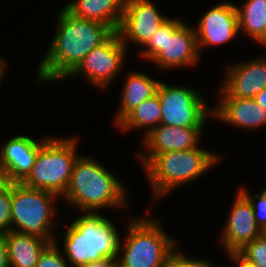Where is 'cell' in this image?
<instances>
[{
	"label": "cell",
	"mask_w": 266,
	"mask_h": 267,
	"mask_svg": "<svg viewBox=\"0 0 266 267\" xmlns=\"http://www.w3.org/2000/svg\"><path fill=\"white\" fill-rule=\"evenodd\" d=\"M159 9L153 0H125L117 33L127 49L130 45L141 49L159 26L170 17L162 14Z\"/></svg>",
	"instance_id": "cell-11"
},
{
	"label": "cell",
	"mask_w": 266,
	"mask_h": 267,
	"mask_svg": "<svg viewBox=\"0 0 266 267\" xmlns=\"http://www.w3.org/2000/svg\"><path fill=\"white\" fill-rule=\"evenodd\" d=\"M3 236L10 267H35L43 250L54 242L14 230Z\"/></svg>",
	"instance_id": "cell-20"
},
{
	"label": "cell",
	"mask_w": 266,
	"mask_h": 267,
	"mask_svg": "<svg viewBox=\"0 0 266 267\" xmlns=\"http://www.w3.org/2000/svg\"><path fill=\"white\" fill-rule=\"evenodd\" d=\"M161 106L158 95L155 94L151 98L146 99L133 109L117 126V130L121 133L139 132L143 129V136H146L153 128L160 125Z\"/></svg>",
	"instance_id": "cell-22"
},
{
	"label": "cell",
	"mask_w": 266,
	"mask_h": 267,
	"mask_svg": "<svg viewBox=\"0 0 266 267\" xmlns=\"http://www.w3.org/2000/svg\"><path fill=\"white\" fill-rule=\"evenodd\" d=\"M12 184L0 195V236L11 231Z\"/></svg>",
	"instance_id": "cell-27"
},
{
	"label": "cell",
	"mask_w": 266,
	"mask_h": 267,
	"mask_svg": "<svg viewBox=\"0 0 266 267\" xmlns=\"http://www.w3.org/2000/svg\"><path fill=\"white\" fill-rule=\"evenodd\" d=\"M35 267H69V264L61 249L53 242L40 254Z\"/></svg>",
	"instance_id": "cell-26"
},
{
	"label": "cell",
	"mask_w": 266,
	"mask_h": 267,
	"mask_svg": "<svg viewBox=\"0 0 266 267\" xmlns=\"http://www.w3.org/2000/svg\"><path fill=\"white\" fill-rule=\"evenodd\" d=\"M0 267H10L4 236H0Z\"/></svg>",
	"instance_id": "cell-29"
},
{
	"label": "cell",
	"mask_w": 266,
	"mask_h": 267,
	"mask_svg": "<svg viewBox=\"0 0 266 267\" xmlns=\"http://www.w3.org/2000/svg\"><path fill=\"white\" fill-rule=\"evenodd\" d=\"M59 199L52 192L12 183L11 230L54 241L61 223H57Z\"/></svg>",
	"instance_id": "cell-8"
},
{
	"label": "cell",
	"mask_w": 266,
	"mask_h": 267,
	"mask_svg": "<svg viewBox=\"0 0 266 267\" xmlns=\"http://www.w3.org/2000/svg\"><path fill=\"white\" fill-rule=\"evenodd\" d=\"M238 13L239 34L259 45L266 39V0H245L235 3Z\"/></svg>",
	"instance_id": "cell-21"
},
{
	"label": "cell",
	"mask_w": 266,
	"mask_h": 267,
	"mask_svg": "<svg viewBox=\"0 0 266 267\" xmlns=\"http://www.w3.org/2000/svg\"><path fill=\"white\" fill-rule=\"evenodd\" d=\"M128 51L117 31H114L102 44L90 51L63 82L66 79L80 78L93 88L107 91L108 87L119 78V74H123V70L127 68L125 65L130 55Z\"/></svg>",
	"instance_id": "cell-10"
},
{
	"label": "cell",
	"mask_w": 266,
	"mask_h": 267,
	"mask_svg": "<svg viewBox=\"0 0 266 267\" xmlns=\"http://www.w3.org/2000/svg\"><path fill=\"white\" fill-rule=\"evenodd\" d=\"M230 207L219 232V241L224 253L238 252L262 235V230L255 221L251 203L238 189Z\"/></svg>",
	"instance_id": "cell-15"
},
{
	"label": "cell",
	"mask_w": 266,
	"mask_h": 267,
	"mask_svg": "<svg viewBox=\"0 0 266 267\" xmlns=\"http://www.w3.org/2000/svg\"><path fill=\"white\" fill-rule=\"evenodd\" d=\"M262 235L266 238V227L262 230Z\"/></svg>",
	"instance_id": "cell-35"
},
{
	"label": "cell",
	"mask_w": 266,
	"mask_h": 267,
	"mask_svg": "<svg viewBox=\"0 0 266 267\" xmlns=\"http://www.w3.org/2000/svg\"><path fill=\"white\" fill-rule=\"evenodd\" d=\"M200 91L191 86L161 80L156 90L162 112L160 124L172 127H206V121L213 118V105H208V100Z\"/></svg>",
	"instance_id": "cell-9"
},
{
	"label": "cell",
	"mask_w": 266,
	"mask_h": 267,
	"mask_svg": "<svg viewBox=\"0 0 266 267\" xmlns=\"http://www.w3.org/2000/svg\"><path fill=\"white\" fill-rule=\"evenodd\" d=\"M206 127H172L160 124L141 140L143 150L135 154L142 168L156 155L198 148Z\"/></svg>",
	"instance_id": "cell-14"
},
{
	"label": "cell",
	"mask_w": 266,
	"mask_h": 267,
	"mask_svg": "<svg viewBox=\"0 0 266 267\" xmlns=\"http://www.w3.org/2000/svg\"><path fill=\"white\" fill-rule=\"evenodd\" d=\"M49 135L42 138L34 166L21 183L62 198L69 186L74 163L81 155L78 153L80 138L78 135L67 138Z\"/></svg>",
	"instance_id": "cell-7"
},
{
	"label": "cell",
	"mask_w": 266,
	"mask_h": 267,
	"mask_svg": "<svg viewBox=\"0 0 266 267\" xmlns=\"http://www.w3.org/2000/svg\"><path fill=\"white\" fill-rule=\"evenodd\" d=\"M230 63L224 67L216 97L254 98L266 88V55Z\"/></svg>",
	"instance_id": "cell-12"
},
{
	"label": "cell",
	"mask_w": 266,
	"mask_h": 267,
	"mask_svg": "<svg viewBox=\"0 0 266 267\" xmlns=\"http://www.w3.org/2000/svg\"><path fill=\"white\" fill-rule=\"evenodd\" d=\"M203 147L200 145L194 149L156 154L142 168L150 184L152 201L149 208L153 209L157 202L174 190L200 180L204 174L207 175L212 168L221 164L222 153Z\"/></svg>",
	"instance_id": "cell-4"
},
{
	"label": "cell",
	"mask_w": 266,
	"mask_h": 267,
	"mask_svg": "<svg viewBox=\"0 0 266 267\" xmlns=\"http://www.w3.org/2000/svg\"><path fill=\"white\" fill-rule=\"evenodd\" d=\"M146 207V216H131L125 222L126 234L120 236L117 267H167L171 252L180 242L166 233L161 218L147 215L152 208Z\"/></svg>",
	"instance_id": "cell-5"
},
{
	"label": "cell",
	"mask_w": 266,
	"mask_h": 267,
	"mask_svg": "<svg viewBox=\"0 0 266 267\" xmlns=\"http://www.w3.org/2000/svg\"><path fill=\"white\" fill-rule=\"evenodd\" d=\"M254 100L263 108L266 110V88L263 89L260 93H258Z\"/></svg>",
	"instance_id": "cell-32"
},
{
	"label": "cell",
	"mask_w": 266,
	"mask_h": 267,
	"mask_svg": "<svg viewBox=\"0 0 266 267\" xmlns=\"http://www.w3.org/2000/svg\"><path fill=\"white\" fill-rule=\"evenodd\" d=\"M125 0H69L63 5L73 16L109 26L117 31L122 20Z\"/></svg>",
	"instance_id": "cell-19"
},
{
	"label": "cell",
	"mask_w": 266,
	"mask_h": 267,
	"mask_svg": "<svg viewBox=\"0 0 266 267\" xmlns=\"http://www.w3.org/2000/svg\"><path fill=\"white\" fill-rule=\"evenodd\" d=\"M0 56H1V54H0ZM3 57L4 56L0 57V84H1V82L3 80V78L6 76L5 74L8 71V69H7L8 68L7 62L8 61H6L5 57L4 58Z\"/></svg>",
	"instance_id": "cell-33"
},
{
	"label": "cell",
	"mask_w": 266,
	"mask_h": 267,
	"mask_svg": "<svg viewBox=\"0 0 266 267\" xmlns=\"http://www.w3.org/2000/svg\"><path fill=\"white\" fill-rule=\"evenodd\" d=\"M11 184L12 182L10 181L7 173L0 168V195L5 192Z\"/></svg>",
	"instance_id": "cell-31"
},
{
	"label": "cell",
	"mask_w": 266,
	"mask_h": 267,
	"mask_svg": "<svg viewBox=\"0 0 266 267\" xmlns=\"http://www.w3.org/2000/svg\"><path fill=\"white\" fill-rule=\"evenodd\" d=\"M75 217L66 224L64 234L58 235L62 242L58 236L54 240L69 267H81L105 258L117 259L121 236L117 224L102 212L81 213Z\"/></svg>",
	"instance_id": "cell-3"
},
{
	"label": "cell",
	"mask_w": 266,
	"mask_h": 267,
	"mask_svg": "<svg viewBox=\"0 0 266 267\" xmlns=\"http://www.w3.org/2000/svg\"><path fill=\"white\" fill-rule=\"evenodd\" d=\"M213 120L244 132L266 129V110L254 98L217 97Z\"/></svg>",
	"instance_id": "cell-16"
},
{
	"label": "cell",
	"mask_w": 266,
	"mask_h": 267,
	"mask_svg": "<svg viewBox=\"0 0 266 267\" xmlns=\"http://www.w3.org/2000/svg\"><path fill=\"white\" fill-rule=\"evenodd\" d=\"M81 267H117V259L105 258L101 261L92 262Z\"/></svg>",
	"instance_id": "cell-30"
},
{
	"label": "cell",
	"mask_w": 266,
	"mask_h": 267,
	"mask_svg": "<svg viewBox=\"0 0 266 267\" xmlns=\"http://www.w3.org/2000/svg\"><path fill=\"white\" fill-rule=\"evenodd\" d=\"M238 253L254 267H266V238L261 235L246 244Z\"/></svg>",
	"instance_id": "cell-23"
},
{
	"label": "cell",
	"mask_w": 266,
	"mask_h": 267,
	"mask_svg": "<svg viewBox=\"0 0 266 267\" xmlns=\"http://www.w3.org/2000/svg\"><path fill=\"white\" fill-rule=\"evenodd\" d=\"M43 137L34 139L30 135L15 134L1 144L0 168L12 183H21L28 176L42 147Z\"/></svg>",
	"instance_id": "cell-17"
},
{
	"label": "cell",
	"mask_w": 266,
	"mask_h": 267,
	"mask_svg": "<svg viewBox=\"0 0 266 267\" xmlns=\"http://www.w3.org/2000/svg\"><path fill=\"white\" fill-rule=\"evenodd\" d=\"M229 258V261L234 265L233 267H254L249 261L242 257L238 252L225 253Z\"/></svg>",
	"instance_id": "cell-28"
},
{
	"label": "cell",
	"mask_w": 266,
	"mask_h": 267,
	"mask_svg": "<svg viewBox=\"0 0 266 267\" xmlns=\"http://www.w3.org/2000/svg\"><path fill=\"white\" fill-rule=\"evenodd\" d=\"M260 47H265L264 49L266 50V39L260 44ZM266 55V52L264 53Z\"/></svg>",
	"instance_id": "cell-34"
},
{
	"label": "cell",
	"mask_w": 266,
	"mask_h": 267,
	"mask_svg": "<svg viewBox=\"0 0 266 267\" xmlns=\"http://www.w3.org/2000/svg\"><path fill=\"white\" fill-rule=\"evenodd\" d=\"M194 26L197 47L202 57V49L209 46L227 45L238 38V13L234 1H223L213 4L196 21Z\"/></svg>",
	"instance_id": "cell-13"
},
{
	"label": "cell",
	"mask_w": 266,
	"mask_h": 267,
	"mask_svg": "<svg viewBox=\"0 0 266 267\" xmlns=\"http://www.w3.org/2000/svg\"><path fill=\"white\" fill-rule=\"evenodd\" d=\"M251 203L255 221L257 225L263 230L266 227V186L262 188L261 192H255L254 195L250 194V189L241 183L237 188Z\"/></svg>",
	"instance_id": "cell-24"
},
{
	"label": "cell",
	"mask_w": 266,
	"mask_h": 267,
	"mask_svg": "<svg viewBox=\"0 0 266 267\" xmlns=\"http://www.w3.org/2000/svg\"><path fill=\"white\" fill-rule=\"evenodd\" d=\"M133 70V71H132ZM126 71L124 82L120 89V101L113 117V124L116 127L133 109L146 99L156 94L160 80L148 75L147 72L132 69ZM128 72V73H127ZM152 76V77H151Z\"/></svg>",
	"instance_id": "cell-18"
},
{
	"label": "cell",
	"mask_w": 266,
	"mask_h": 267,
	"mask_svg": "<svg viewBox=\"0 0 266 267\" xmlns=\"http://www.w3.org/2000/svg\"><path fill=\"white\" fill-rule=\"evenodd\" d=\"M136 53L140 59L154 64L164 72L191 69L198 66V51L194 25L180 17H169L148 42ZM139 53V54H138Z\"/></svg>",
	"instance_id": "cell-6"
},
{
	"label": "cell",
	"mask_w": 266,
	"mask_h": 267,
	"mask_svg": "<svg viewBox=\"0 0 266 267\" xmlns=\"http://www.w3.org/2000/svg\"><path fill=\"white\" fill-rule=\"evenodd\" d=\"M55 18L49 48L34 70L33 82L38 87L63 81L90 51L114 32L105 24L73 16L64 6Z\"/></svg>",
	"instance_id": "cell-1"
},
{
	"label": "cell",
	"mask_w": 266,
	"mask_h": 267,
	"mask_svg": "<svg viewBox=\"0 0 266 267\" xmlns=\"http://www.w3.org/2000/svg\"><path fill=\"white\" fill-rule=\"evenodd\" d=\"M179 245L180 244H178L171 252L167 267H216L217 266L209 258L208 259L207 258L205 259L204 257L199 258V256L197 258L193 257V255L191 258V256H188L186 251H184L185 253L182 252L183 250L179 248Z\"/></svg>",
	"instance_id": "cell-25"
},
{
	"label": "cell",
	"mask_w": 266,
	"mask_h": 267,
	"mask_svg": "<svg viewBox=\"0 0 266 267\" xmlns=\"http://www.w3.org/2000/svg\"><path fill=\"white\" fill-rule=\"evenodd\" d=\"M128 191L112 170L83 153L74 163L69 186L61 199L78 214L101 213L104 208L120 211L128 208Z\"/></svg>",
	"instance_id": "cell-2"
}]
</instances>
